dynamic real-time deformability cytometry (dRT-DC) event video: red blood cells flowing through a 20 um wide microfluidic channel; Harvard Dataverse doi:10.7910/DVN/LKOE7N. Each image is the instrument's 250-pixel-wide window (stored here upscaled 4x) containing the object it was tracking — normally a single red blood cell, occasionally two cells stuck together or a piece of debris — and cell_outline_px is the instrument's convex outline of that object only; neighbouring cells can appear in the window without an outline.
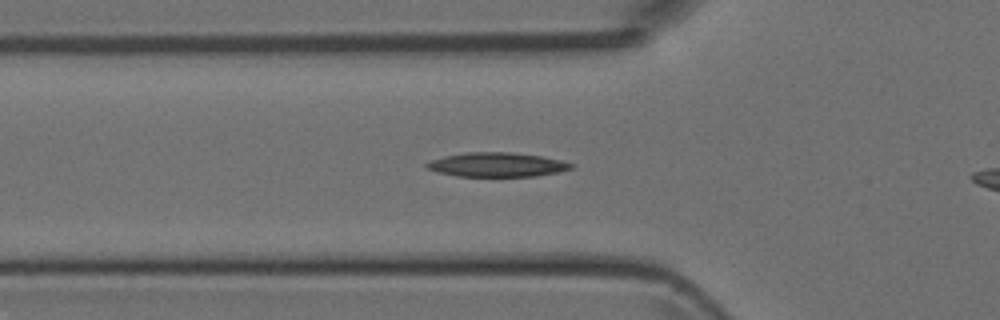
{"species": "Egyptian fruit bat (a non-hibernating species)", "species_latin": "Rousettus aegyptiacus", "temperature_condition": "room temperature", "stored_images_in_passage": 37, "camera_frame_rate_fps": 3000, "um_per_image_px": 0.085, "animal": {"sex": "female"}, "frame": {"image": 1, "passage_image": 11, "time_ms": 3.333, "image_size_px": [1000, 320], "cell_outline_px": [[572, 168], [560, 172], [536, 176], [456, 176], [436, 172], [424, 168], [424, 164], [432, 160], [444, 156], [468, 152], [508, 152], [540, 156], [560, 160], [572, 164]], "centroid_in_image_um": [42.19, 14.0], "position_along_channel_um": 83.6, "area_um2": 20.35}}
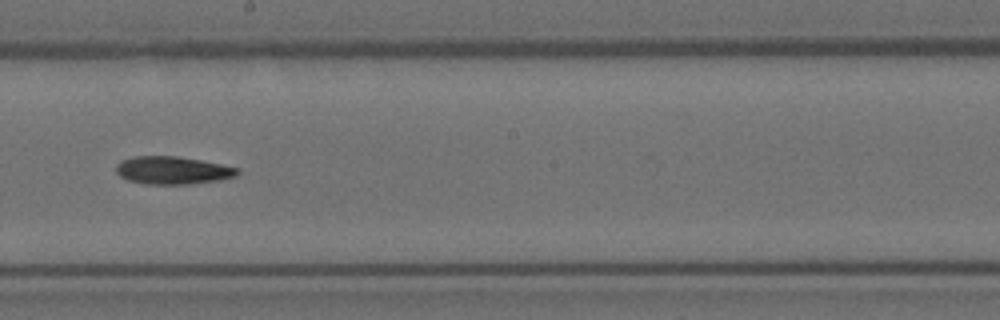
{"frame": {"image": 2, "passage_image": 22, "time_ms": 7.0, "image_size_px": [1000, 320], "cell_outline_px": [[240, 172], [236, 176], [220, 180], [188, 184], [144, 184], [128, 180], [120, 176], [116, 172], [116, 164], [120, 160], [132, 156], [176, 156], [200, 160], [240, 168]], "centroid_in_image_um": [14.66, 14.47], "position_along_channel_um": 233.5, "area_um2": 19.77}}
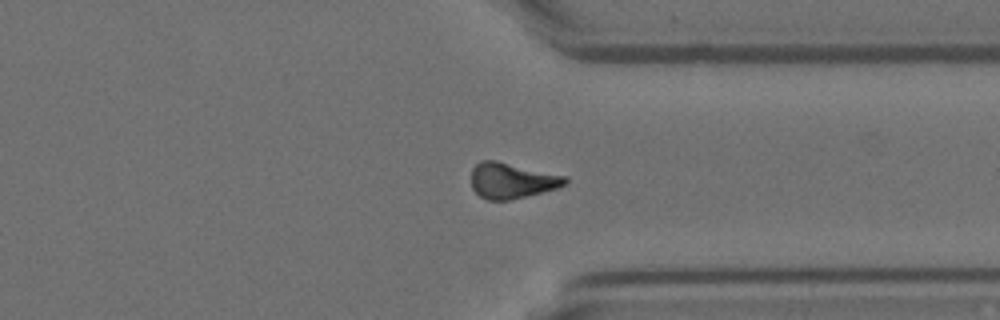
{"frame": {"image": 3, "passage_image": 32, "time_ms": 10.333, "image_size_px": [1000, 320], "cell_outline_px": [[568, 180], [564, 184], [556, 188], [508, 200], [488, 200], [480, 196], [472, 188], [472, 168], [480, 160], [496, 160], [564, 176]], "centroid_in_image_um": [43.44, 15.34], "position_along_channel_um": 368.0, "area_um2": 19.07}}